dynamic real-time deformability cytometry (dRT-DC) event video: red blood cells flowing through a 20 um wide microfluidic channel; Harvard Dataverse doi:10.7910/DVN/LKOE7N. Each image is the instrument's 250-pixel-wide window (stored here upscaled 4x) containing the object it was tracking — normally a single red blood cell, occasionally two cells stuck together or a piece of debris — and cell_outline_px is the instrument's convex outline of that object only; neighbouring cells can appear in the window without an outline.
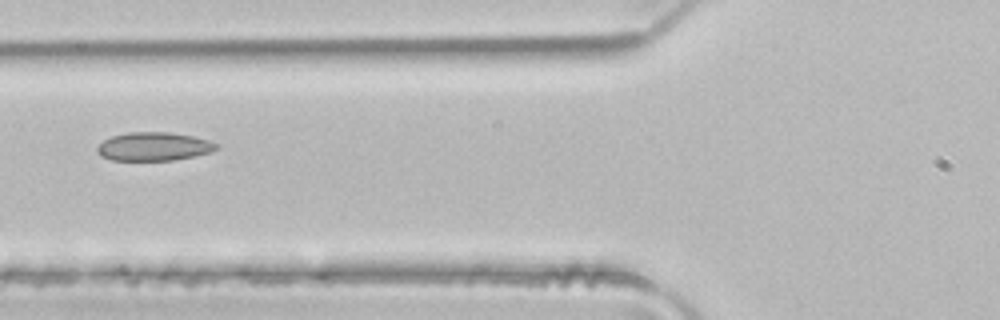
{"species": "common noctule bat (a hibernating species)", "species_latin": "Nyctalus noctula", "temperature_condition": "room temperature", "stored_images_in_passage": 5, "camera_frame_rate_fps": 3000, "um_per_image_px": 0.085, "animal": {"sex": "male", "body_mass_g": 21.5, "forearm_length_mm": 52.0}, "frame": {"image": 1, "passage_image": 5, "time_ms": 1.333, "image_size_px": [1000, 320], "cell_outline_px": [[216, 148], [212, 152], [172, 160], [112, 160], [100, 156], [96, 152], [96, 148], [104, 140], [112, 136], [128, 132], [168, 132], [192, 136], [208, 140], [216, 144]], "centroid_in_image_um": [13.02, 12.45], "position_along_channel_um": 112.8, "area_um2": 19.59}}